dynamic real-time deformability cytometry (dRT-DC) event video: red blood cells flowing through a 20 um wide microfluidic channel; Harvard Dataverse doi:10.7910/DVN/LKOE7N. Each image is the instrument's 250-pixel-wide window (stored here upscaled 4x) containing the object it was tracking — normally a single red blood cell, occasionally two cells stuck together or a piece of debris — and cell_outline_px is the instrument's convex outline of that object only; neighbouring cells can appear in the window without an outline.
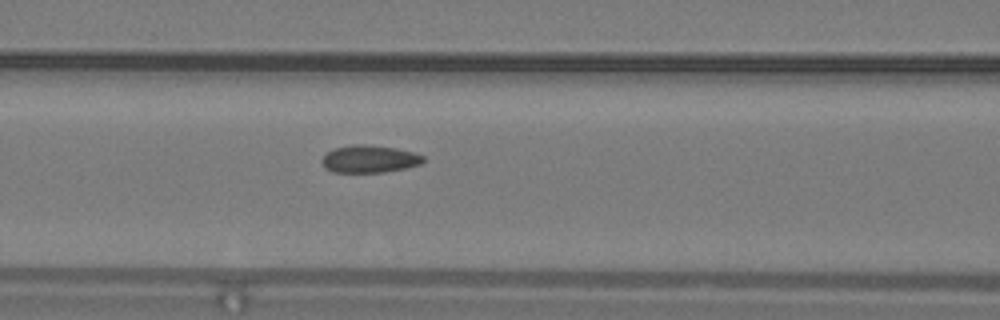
{"species": "common noctule bat (a hibernating species)", "species_latin": "Nyctalus noctula", "temperature_condition": "warm", "stored_images_in_passage": 27, "camera_frame_rate_fps": 3000, "um_per_image_px": 0.085, "animal": {"sex": "male", "body_mass_g": 19.2, "forearm_length_mm": 51.8}, "frame": {"image": 1, "passage_image": 5, "time_ms": 1.333, "image_size_px": [1000, 320], "cell_outline_px": [[424, 160], [420, 164], [404, 168], [384, 172], [332, 172], [324, 168], [320, 160], [328, 152], [336, 148], [352, 144], [364, 144], [396, 148], [412, 152], [424, 156]], "centroid_in_image_um": [31.37, 13.51], "position_along_channel_um": 135.2, "area_um2": 16.13}}